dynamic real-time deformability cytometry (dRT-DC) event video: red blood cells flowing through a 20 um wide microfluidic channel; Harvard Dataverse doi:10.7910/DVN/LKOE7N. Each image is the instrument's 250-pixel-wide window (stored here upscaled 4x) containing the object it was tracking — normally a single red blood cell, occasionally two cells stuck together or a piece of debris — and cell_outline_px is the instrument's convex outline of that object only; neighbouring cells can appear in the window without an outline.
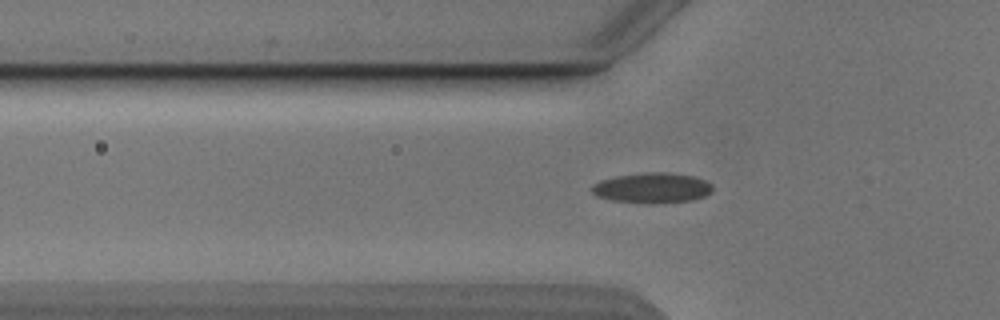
{"species": "Egyptian fruit bat (a non-hibernating species)", "species_latin": "Rousettus aegyptiacus", "temperature_condition": "cold", "stored_images_in_passage": 47, "camera_frame_rate_fps": 3000, "um_per_image_px": 0.085, "animal": {"sex": "male"}, "frame": {"image": 1, "passage_image": 17, "time_ms": 5.333, "image_size_px": [1000, 320], "cell_outline_px": [[712, 192], [704, 196], [692, 200], [656, 204], [648, 204], [612, 200], [596, 196], [592, 192], [592, 184], [600, 180], [616, 176], [644, 172], [668, 172], [696, 176], [712, 184]], "centroid_in_image_um": [55.44, 15.97], "position_along_channel_um": 70.4, "area_um2": 21.62}}
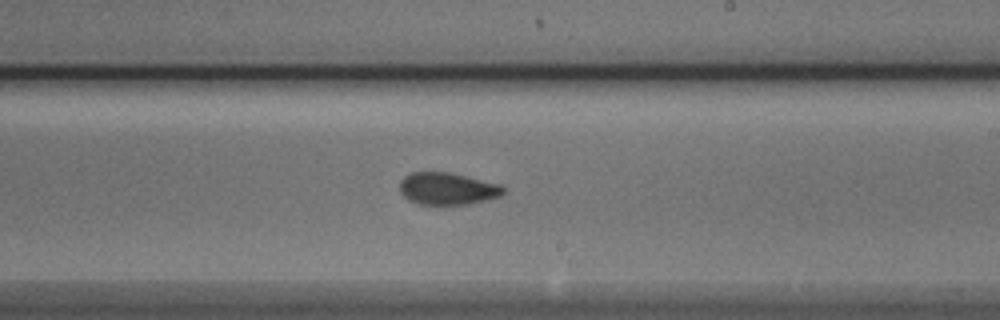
{"frame": {"image": 2, "passage_image": 31, "time_ms": 10.0, "image_size_px": [1000, 320], "cell_outline_px": [[504, 192], [500, 196], [468, 204], [420, 204], [408, 200], [400, 192], [400, 180], [404, 176], [412, 172], [448, 172], [500, 184], [504, 188]], "centroid_in_image_um": [38.0, 16.03], "position_along_channel_um": 251.0, "area_um2": 19.25}}
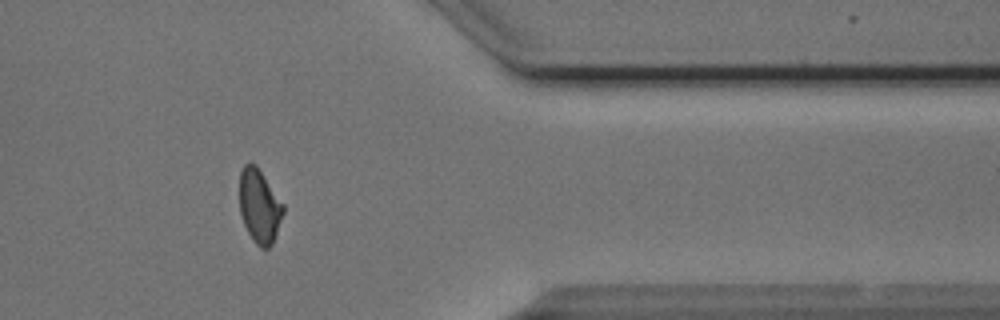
{"frame": {"image": 3, "passage_image": 43, "time_ms": 14.0, "image_size_px": [1000, 320], "cell_outline_px": [[284, 212], [272, 244], [268, 248], [260, 248], [252, 240], [244, 224], [240, 212], [240, 172], [244, 164], [256, 164], [284, 204]], "centroid_in_image_um": [22.06, 17.52], "position_along_channel_um": 389.3, "area_um2": 18.73}}